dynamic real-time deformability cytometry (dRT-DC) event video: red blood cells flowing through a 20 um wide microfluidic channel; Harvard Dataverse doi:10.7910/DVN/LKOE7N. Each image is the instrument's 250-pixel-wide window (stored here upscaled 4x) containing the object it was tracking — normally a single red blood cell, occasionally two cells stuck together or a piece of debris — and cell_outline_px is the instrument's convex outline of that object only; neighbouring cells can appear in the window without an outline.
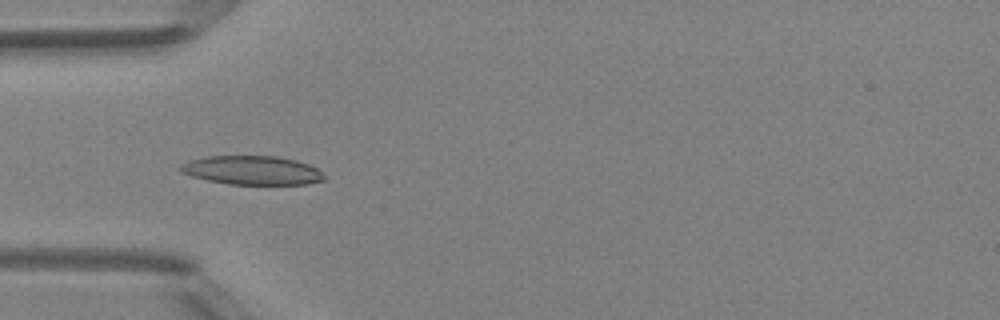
{"species": "Egyptian fruit bat (a non-hibernating species)", "species_latin": "Rousettus aegyptiacus", "temperature_condition": "room temperature", "stored_images_in_passage": 49, "camera_frame_rate_fps": 3000, "um_per_image_px": 0.085, "animal": {"sex": "female"}, "frame": {"image": 1, "passage_image": 16, "time_ms": 5.0, "image_size_px": [1000, 320], "cell_outline_px": [[324, 180], [308, 184], [228, 184], [208, 180], [192, 176], [184, 172], [180, 168], [180, 164], [188, 160], [204, 156], [276, 156], [296, 160], [308, 164], [316, 168], [324, 176]], "centroid_in_image_um": [21.42, 14.47], "position_along_channel_um": 63.6, "area_um2": 24.04}}
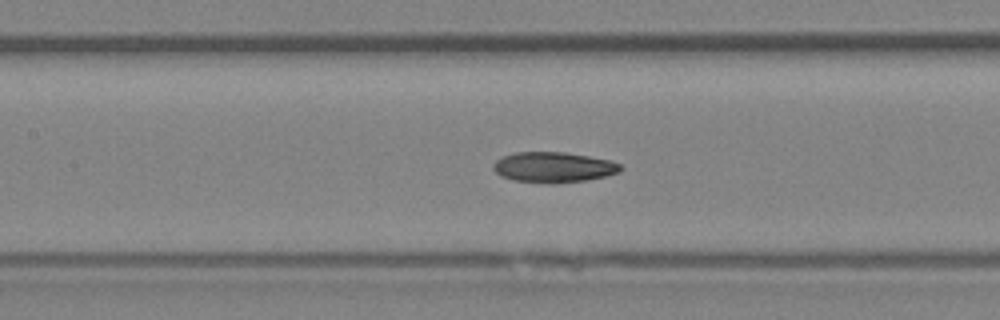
{"frame": {"image": 2, "passage_image": 23, "time_ms": 7.333, "image_size_px": [1000, 320], "cell_outline_px": [[624, 168], [620, 172], [604, 176], [584, 180], [556, 184], [552, 184], [512, 180], [500, 176], [492, 168], [492, 164], [496, 160], [504, 156], [516, 152], [564, 152], [588, 156], [608, 160], [620, 164]], "centroid_in_image_um": [47.02, 14.22], "position_along_channel_um": 160.4, "area_um2": 22.6}}
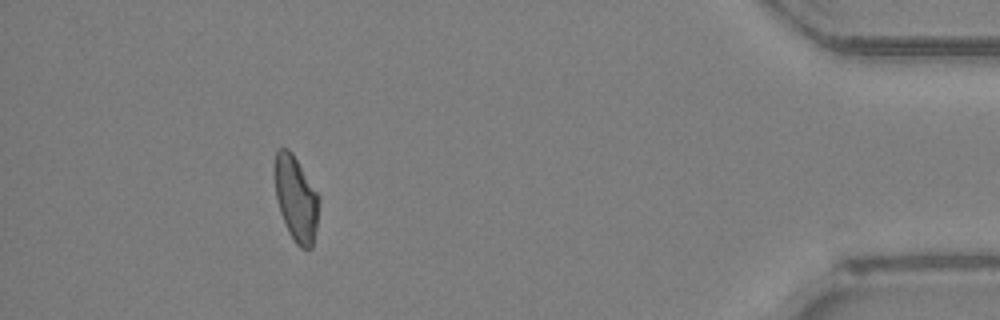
{"frame": {"image": 3, "passage_image": 45, "time_ms": 14.667, "image_size_px": [1000, 320], "cell_outline_px": [[320, 200], [316, 228], [312, 248], [300, 248], [292, 240], [288, 232], [280, 212], [276, 200], [272, 172], [272, 168], [276, 152], [280, 148], [288, 148], [292, 152], [320, 196]], "centroid_in_image_um": [25.13, 16.85], "position_along_channel_um": 410.1, "area_um2": 22.6}, "authors_computed_cell_mechanics": {"area_um2": 22.5998, "velocity_mm_per_s": 4.2057, "shape_relaxation_time_tau1_ms": null, "shape_relaxation_time_tau2_ms": 5.6411, "deformation_change_tau1": null, "deformation_change_tau2": 0.1359}}